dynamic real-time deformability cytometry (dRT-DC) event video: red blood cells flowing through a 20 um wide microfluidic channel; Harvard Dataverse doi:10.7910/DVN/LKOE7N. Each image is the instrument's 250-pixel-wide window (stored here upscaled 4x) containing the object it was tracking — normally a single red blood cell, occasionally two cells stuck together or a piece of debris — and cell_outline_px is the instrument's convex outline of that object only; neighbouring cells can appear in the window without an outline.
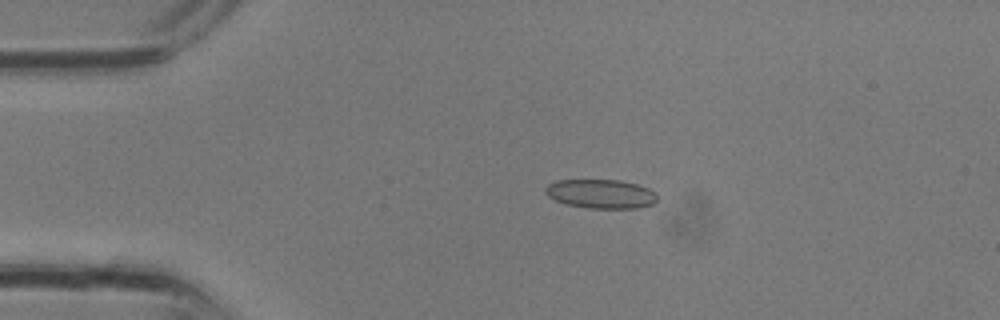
{"species": "common noctule bat (a hibernating species)", "species_latin": "Nyctalus noctula", "temperature_condition": "room temperature", "stored_images_in_passage": 32, "camera_frame_rate_fps": 3000, "um_per_image_px": 0.085, "animal": {"sex": "male", "body_mass_g": 13.3}, "frame": {"image": 1, "passage_image": 7, "time_ms": 2.0, "image_size_px": [1000, 320], "cell_outline_px": [[656, 200], [652, 204], [640, 208], [588, 208], [568, 204], [556, 200], [548, 196], [544, 192], [544, 188], [548, 184], [556, 180], [620, 180], [636, 184], [648, 188], [656, 192]], "centroid_in_image_um": [51.07, 16.47], "position_along_channel_um": 33.9, "area_um2": 18.9}}
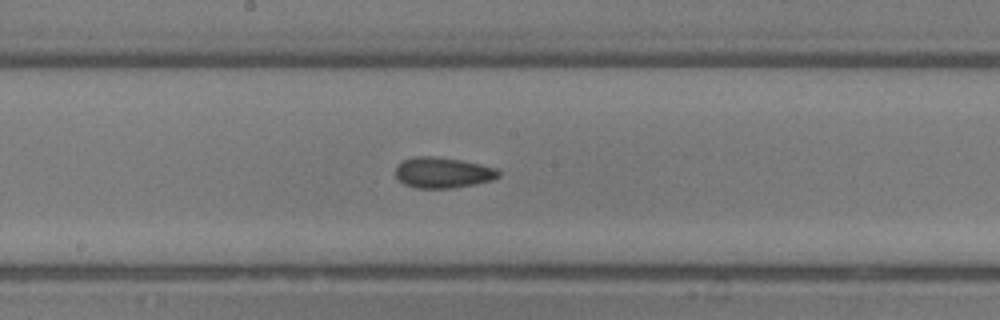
{"frame": {"image": 2, "passage_image": 17, "time_ms": 5.333, "image_size_px": [1000, 320], "cell_outline_px": [[500, 176], [492, 180], [452, 188], [416, 188], [404, 184], [396, 176], [396, 164], [412, 156], [432, 156], [460, 160], [480, 164], [496, 168], [500, 172]], "centroid_in_image_um": [37.61, 14.67], "position_along_channel_um": 210.6, "area_um2": 18.38}}
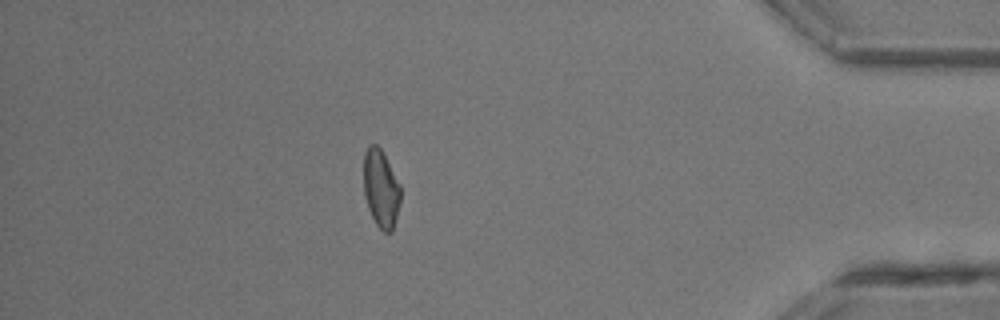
{"frame": {"image": 3, "passage_image": 28, "time_ms": 9.0, "image_size_px": [1000, 320], "cell_outline_px": [[400, 200], [392, 232], [384, 232], [376, 224], [368, 208], [364, 192], [364, 152], [368, 144], [376, 144], [380, 148], [400, 184]], "centroid_in_image_um": [32.36, 16.01], "position_along_channel_um": 402.8, "area_um2": 16.53}}